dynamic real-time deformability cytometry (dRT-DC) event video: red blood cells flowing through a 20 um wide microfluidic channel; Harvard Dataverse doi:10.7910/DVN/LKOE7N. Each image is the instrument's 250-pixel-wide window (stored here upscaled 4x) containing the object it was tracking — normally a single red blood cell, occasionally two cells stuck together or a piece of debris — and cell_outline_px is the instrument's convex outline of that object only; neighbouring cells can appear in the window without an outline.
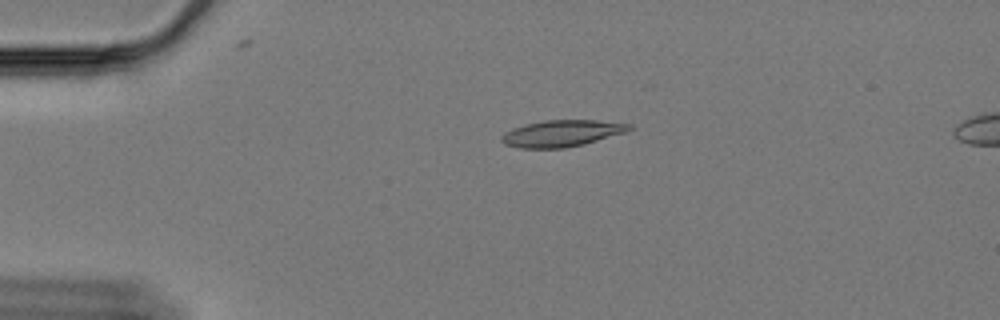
{"species": "Egyptian fruit bat (a non-hibernating species)", "species_latin": "Rousettus aegyptiacus", "temperature_condition": "cold", "stored_images_in_passage": 12, "camera_frame_rate_fps": 3000, "um_per_image_px": 0.085, "animal": {"sex": "female"}, "frame": {"image": 1, "passage_image": 4, "time_ms": 1.0, "image_size_px": [1000, 320], "cell_outline_px": [[632, 128], [624, 132], [584, 144], [564, 148], [520, 148], [504, 144], [500, 140], [500, 136], [504, 132], [512, 128], [524, 124], [544, 120], [596, 120], [632, 124]], "centroid_in_image_um": [47.69, 11.33], "position_along_channel_um": 37.3, "area_um2": 19.77}}
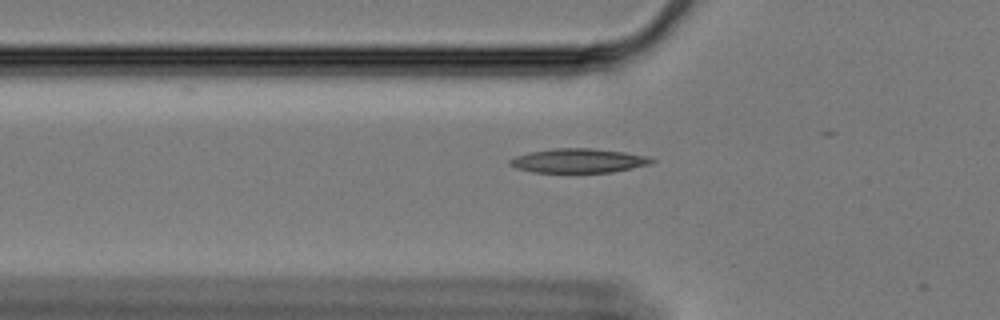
{"frame": {"image": 2, "passage_image": 11, "time_ms": 3.333, "image_size_px": [1000, 320], "cell_outline_px": [[656, 160], [652, 164], [612, 172], [532, 172], [516, 168], [508, 164], [508, 160], [516, 156], [528, 152], [556, 148], [592, 148], [624, 152], [648, 156]], "centroid_in_image_um": [49.17, 13.65], "position_along_channel_um": 76.6, "area_um2": 20.06}}